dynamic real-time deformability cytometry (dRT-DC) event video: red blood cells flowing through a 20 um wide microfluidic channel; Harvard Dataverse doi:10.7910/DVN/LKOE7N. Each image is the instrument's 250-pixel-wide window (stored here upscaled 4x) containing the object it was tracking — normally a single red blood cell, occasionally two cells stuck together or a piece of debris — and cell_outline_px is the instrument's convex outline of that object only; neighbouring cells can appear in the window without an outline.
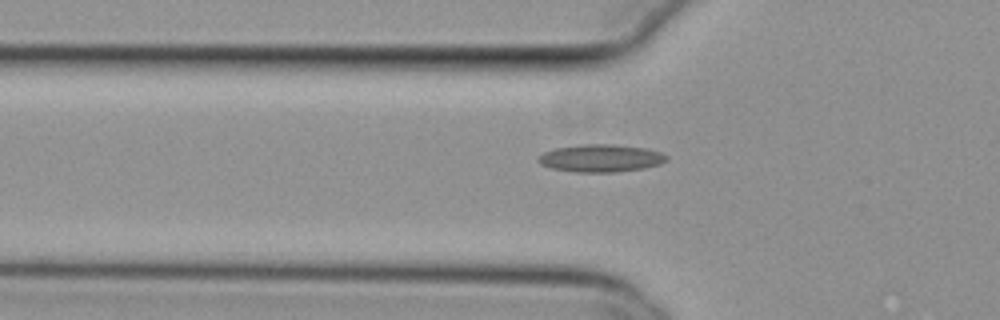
{"species": "common noctule bat (a hibernating species)", "species_latin": "Nyctalus noctula", "temperature_condition": "cold", "stored_images_in_passage": 49, "camera_frame_rate_fps": 3000, "um_per_image_px": 0.085, "animal": {"sex": "female", "body_mass_g": 29.2, "forearm_length_mm": 56.3}, "frame": {"image": 1, "passage_image": 19, "time_ms": 6.0, "image_size_px": [1000, 320], "cell_outline_px": [[668, 160], [660, 164], [644, 168], [616, 172], [576, 172], [552, 168], [540, 164], [536, 160], [536, 156], [544, 152], [556, 148], [580, 144], [612, 144], [644, 148], [660, 152], [668, 156]], "centroid_in_image_um": [51.04, 13.44], "position_along_channel_um": 74.8, "area_um2": 20.69}}
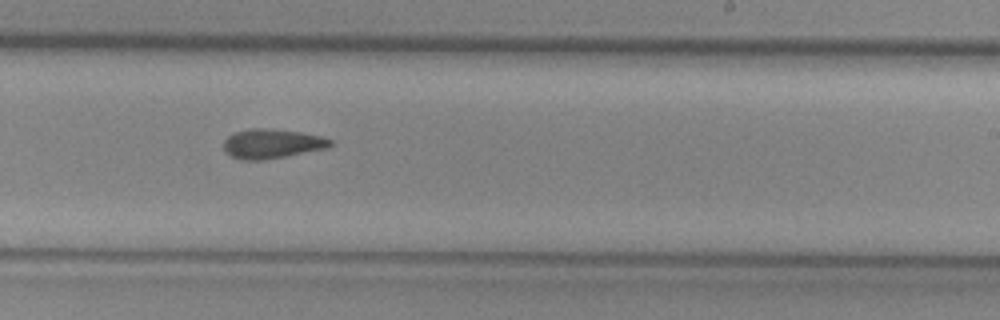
{"frame": {"image": 2, "passage_image": 34, "time_ms": 11.0, "image_size_px": [1000, 320], "cell_outline_px": [[332, 144], [328, 148], [288, 156], [264, 160], [240, 160], [224, 152], [224, 140], [228, 136], [236, 132], [252, 128], [272, 128], [300, 132], [320, 136], [332, 140]], "centroid_in_image_um": [23.11, 12.22], "position_along_channel_um": 265.9, "area_um2": 18.44}}
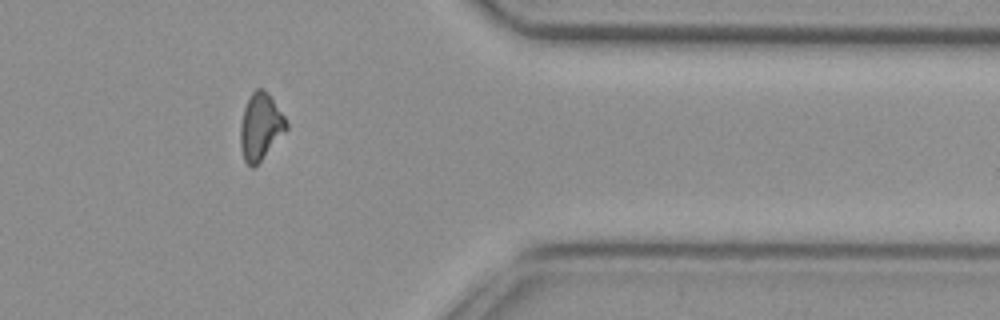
{"frame": {"image": 3, "passage_image": 45, "time_ms": 14.667, "image_size_px": [1000, 320], "cell_outline_px": [[288, 128], [260, 160], [252, 168], [244, 160], [240, 148], [240, 124], [244, 108], [252, 92], [256, 88], [264, 88], [268, 92], [284, 116], [288, 124]], "centroid_in_image_um": [22.13, 10.73], "position_along_channel_um": 389.3, "area_um2": 17.63}}